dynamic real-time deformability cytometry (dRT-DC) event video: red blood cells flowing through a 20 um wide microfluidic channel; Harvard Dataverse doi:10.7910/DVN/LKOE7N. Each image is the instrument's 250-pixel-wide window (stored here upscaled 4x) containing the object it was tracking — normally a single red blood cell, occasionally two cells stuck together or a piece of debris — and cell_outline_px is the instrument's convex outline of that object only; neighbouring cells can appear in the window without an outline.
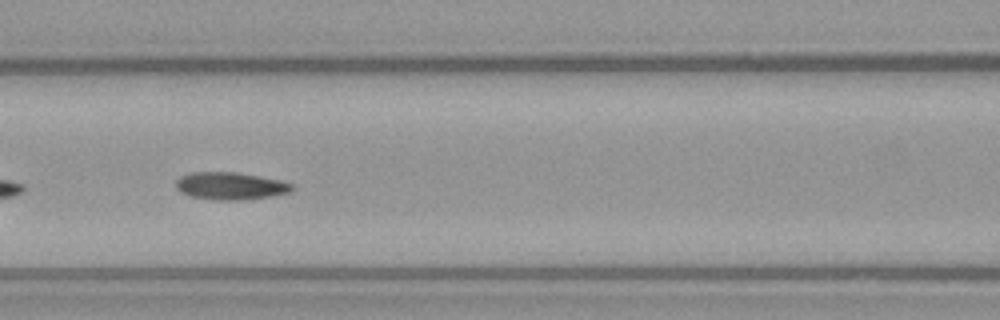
{"species": "common noctule bat (a hibernating species)", "species_latin": "Nyctalus noctula", "temperature_condition": "warm", "stored_images_in_passage": 31, "segment_of_instrument_passage": [2, 2], "camera_frame_rate_fps": 3000, "um_per_image_px": 0.085, "animal": {"sex": "female", "body_mass_g": 21.9}, "frame": {"image": 1, "passage_image": 24, "time_ms": 7.667, "image_size_px": [1000, 320], "cell_outline_px": [[292, 188], [288, 192], [272, 196], [240, 200], [216, 200], [192, 196], [180, 192], [176, 188], [176, 180], [180, 176], [192, 172], [236, 172], [280, 180], [292, 184]], "centroid_in_image_um": [19.54, 15.8], "position_along_channel_um": 147.1, "area_um2": 18.38}}